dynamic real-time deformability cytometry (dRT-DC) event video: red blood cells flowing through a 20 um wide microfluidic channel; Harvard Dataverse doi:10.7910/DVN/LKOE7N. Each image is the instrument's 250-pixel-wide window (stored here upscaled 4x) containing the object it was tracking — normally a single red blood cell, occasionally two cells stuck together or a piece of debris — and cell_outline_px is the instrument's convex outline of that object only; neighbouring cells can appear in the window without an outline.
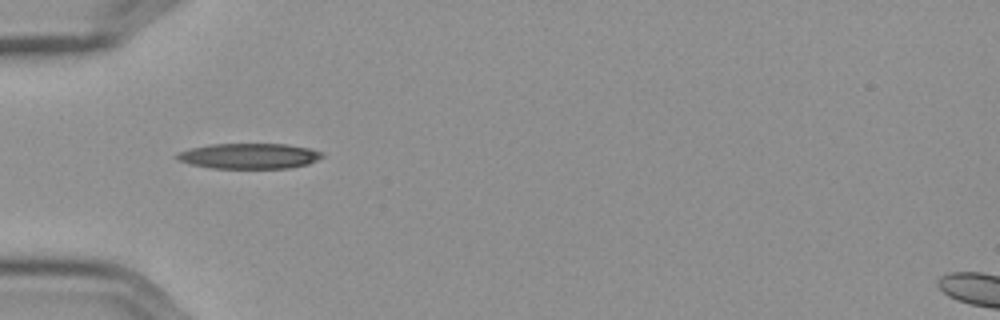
{"species": "Egyptian fruit bat (a non-hibernating species)", "species_latin": "Rousettus aegyptiacus", "temperature_condition": "cold", "stored_images_in_passage": 7, "camera_frame_rate_fps": 3000, "um_per_image_px": 0.085, "frame": {"image": 1, "passage_image": 4, "time_ms": 1.0, "image_size_px": [1000, 320], "cell_outline_px": [[324, 156], [308, 164], [288, 168], [212, 168], [188, 164], [176, 160], [176, 152], [208, 144], [284, 144], [308, 148], [320, 152]], "centroid_in_image_um": [21.11, 13.26], "position_along_channel_um": 63.9, "area_um2": 21.5}}
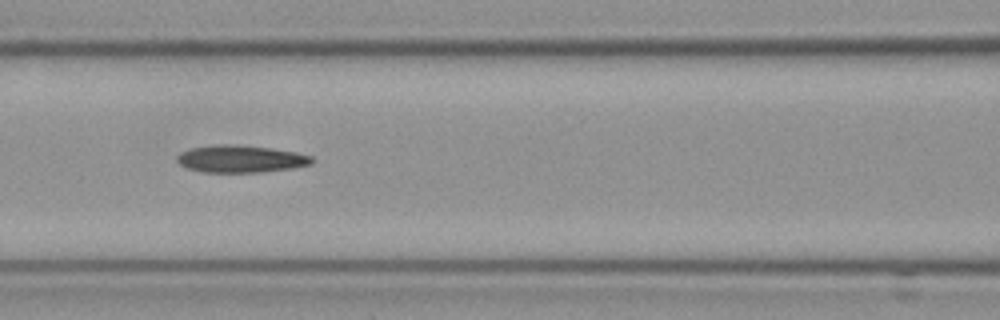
{"frame": {"image": 2, "passage_image": 6, "time_ms": 1.667, "image_size_px": [1000, 320], "cell_outline_px": [[316, 160], [312, 164], [292, 168], [260, 172], [204, 172], [188, 168], [180, 164], [176, 160], [176, 156], [180, 152], [192, 148], [220, 144], [228, 144], [272, 148], [296, 152], [312, 156]], "centroid_in_image_um": [20.49, 13.5], "position_along_channel_um": 146.1, "area_um2": 21.39}}
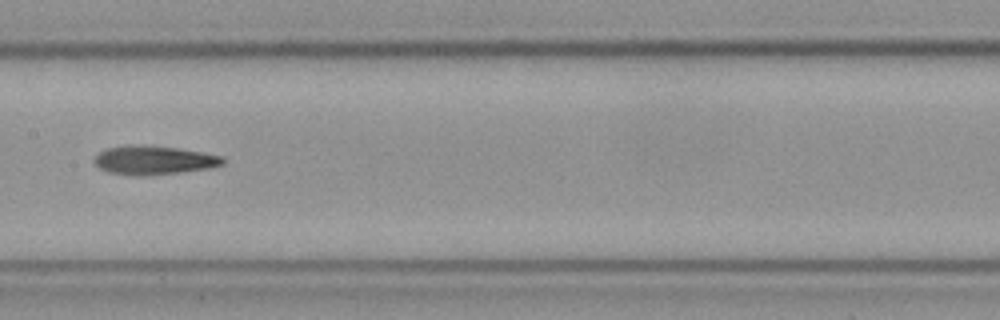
{"frame": {"image": 3, "passage_image": 7, "time_ms": 2.0, "image_size_px": [1000, 320], "cell_outline_px": [[224, 164], [208, 168], [180, 172], [140, 176], [136, 176], [108, 172], [100, 168], [92, 160], [100, 152], [108, 148], [124, 144], [136, 144], [176, 148], [224, 156]], "centroid_in_image_um": [13.04, 13.61], "position_along_channel_um": 194.4, "area_um2": 21.5}}